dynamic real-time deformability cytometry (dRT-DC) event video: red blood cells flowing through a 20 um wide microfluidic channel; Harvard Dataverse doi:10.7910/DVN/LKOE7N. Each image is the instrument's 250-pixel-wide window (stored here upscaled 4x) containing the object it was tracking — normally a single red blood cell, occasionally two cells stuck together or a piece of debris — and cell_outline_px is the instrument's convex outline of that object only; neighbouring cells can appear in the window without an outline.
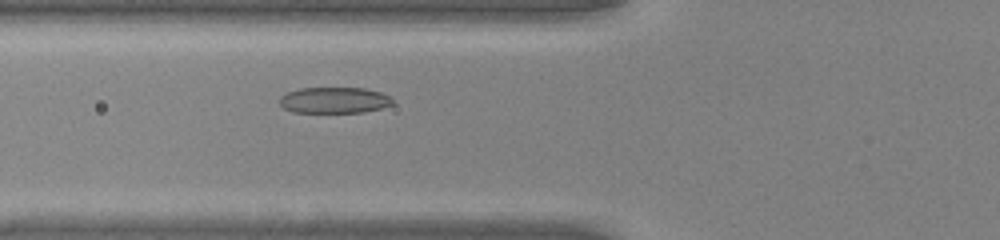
{"species": "common noctule bat (a hibernating species)", "species_latin": "Nyctalus noctula", "temperature_condition": "warm", "stored_images_in_passage": 40, "camera_frame_rate_fps": 3000, "um_per_image_px": 0.085, "animal": {"sex": "male", "body_mass_g": 20.0, "forearm_length_mm": 53.3}, "frame": {"image": 1, "passage_image": 10, "time_ms": 3.0, "image_size_px": [1000, 240], "cell_outline_px": [[392, 104], [380, 108], [364, 112], [292, 112], [284, 108], [280, 104], [280, 96], [288, 92], [300, 88], [364, 88], [380, 92], [388, 96], [392, 100]], "centroid_in_image_um": [28.38, 8.51], "position_along_channel_um": 97.4, "area_um2": 16.99}}
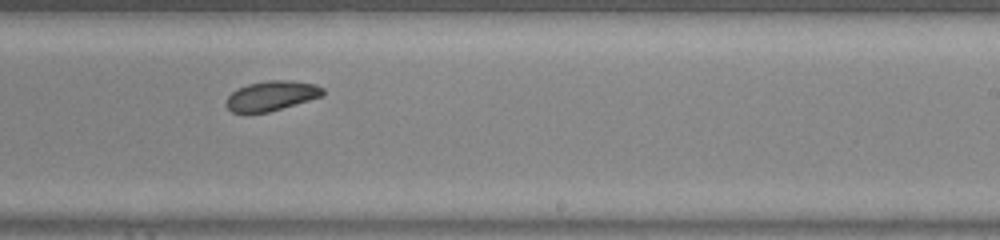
{"frame": {"image": 2, "passage_image": 22, "time_ms": 7.0, "image_size_px": [1000, 240], "cell_outline_px": [[324, 92], [320, 96], [308, 100], [268, 112], [248, 116], [244, 116], [232, 112], [224, 104], [228, 96], [236, 88], [248, 84], [268, 80], [288, 80], [316, 84], [324, 88]], "centroid_in_image_um": [22.98, 8.18], "position_along_channel_um": 266.0, "area_um2": 17.17}}
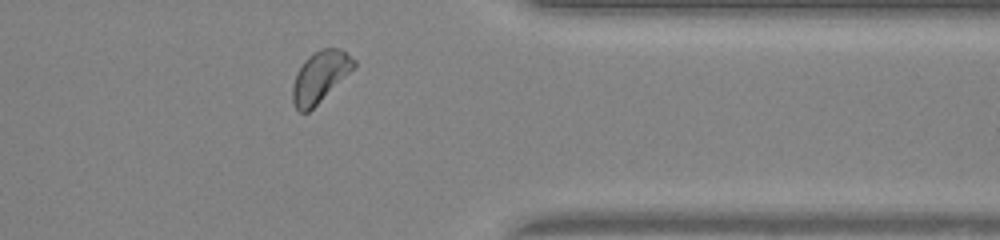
{"frame": {"image": 3, "passage_image": 31, "time_ms": 10.0, "image_size_px": [1000, 240], "cell_outline_px": [[356, 64], [308, 112], [300, 112], [296, 108], [292, 100], [292, 88], [296, 76], [304, 60], [308, 56], [320, 48], [340, 48], [356, 60]], "centroid_in_image_um": [27.17, 6.49], "position_along_channel_um": 384.2, "area_um2": 17.51}, "authors_computed_cell_mechanics": {"area_um2": 17.6001, "velocity_mm_per_s": 4.2145, "shape_relaxation_time_tau1_ms": 3.5401, "shape_relaxation_time_tau2_ms": null, "deformation_change_tau1": 0.1138, "deformation_change_tau2": null}}